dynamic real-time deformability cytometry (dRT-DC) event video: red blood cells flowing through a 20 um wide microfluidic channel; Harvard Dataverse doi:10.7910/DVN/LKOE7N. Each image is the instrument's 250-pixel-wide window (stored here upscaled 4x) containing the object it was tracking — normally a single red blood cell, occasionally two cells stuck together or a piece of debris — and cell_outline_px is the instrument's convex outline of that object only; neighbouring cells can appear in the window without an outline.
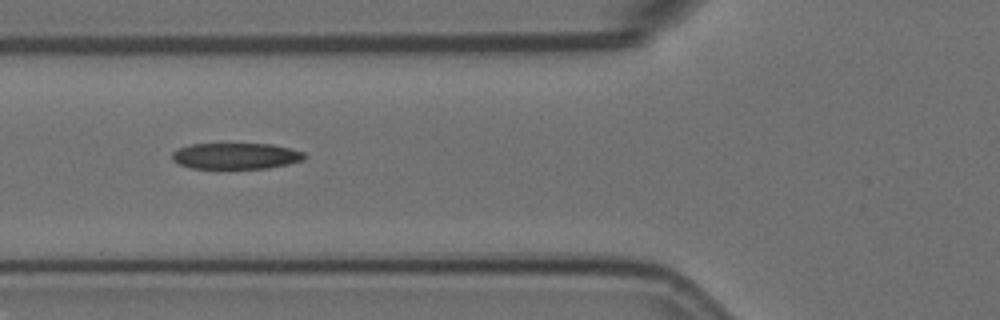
{"species": "Egyptian fruit bat (a non-hibernating species)", "species_latin": "Rousettus aegyptiacus", "temperature_condition": "room temperature", "stored_images_in_passage": 4, "camera_frame_rate_fps": 3000, "um_per_image_px": 0.085, "animal": {"sex": "female"}, "frame": {"image": 1, "passage_image": 4, "time_ms": 1.0, "image_size_px": [1000, 320], "cell_outline_px": [[308, 156], [304, 160], [288, 164], [268, 168], [192, 168], [180, 164], [172, 160], [172, 152], [180, 148], [192, 144], [272, 144], [304, 152]], "centroid_in_image_um": [20.08, 13.26], "position_along_channel_um": 105.7, "area_um2": 20.06}}